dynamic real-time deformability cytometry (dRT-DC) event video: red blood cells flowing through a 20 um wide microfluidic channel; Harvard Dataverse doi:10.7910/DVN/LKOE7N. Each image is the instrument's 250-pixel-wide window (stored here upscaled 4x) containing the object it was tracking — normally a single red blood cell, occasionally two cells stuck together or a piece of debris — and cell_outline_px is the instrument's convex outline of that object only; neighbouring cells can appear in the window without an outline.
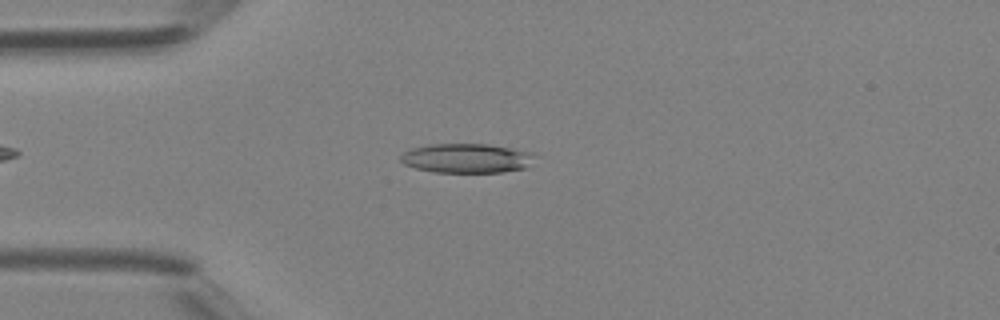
{"species": "Egyptian fruit bat (a non-hibernating species)", "species_latin": "Rousettus aegyptiacus", "temperature_condition": "room temperature", "stored_images_in_passage": 32, "camera_frame_rate_fps": 3000, "um_per_image_px": 0.085, "animal": {"sex": "female"}, "frame": {"image": 1, "passage_image": 7, "time_ms": 2.0, "image_size_px": [1000, 320], "cell_outline_px": [[540, 156], [528, 168], [504, 172], [432, 172], [416, 168], [404, 164], [400, 160], [400, 156], [404, 152], [412, 148], [428, 144], [488, 144], [532, 152]], "centroid_in_image_um": [39.74, 13.45], "position_along_channel_um": 45.3, "area_um2": 23.35}}
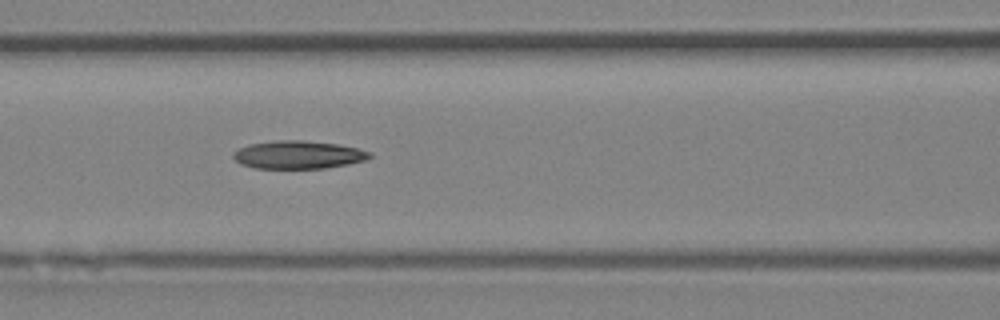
{"frame": {"image": 2, "passage_image": 14, "time_ms": 4.333, "image_size_px": [1000, 320], "cell_outline_px": [[372, 156], [368, 160], [348, 164], [324, 168], [256, 168], [240, 164], [232, 156], [232, 152], [248, 144], [276, 140], [304, 140], [336, 144], [356, 148], [372, 152]], "centroid_in_image_um": [25.35, 13.15], "position_along_channel_um": 141.3, "area_um2": 22.31}}
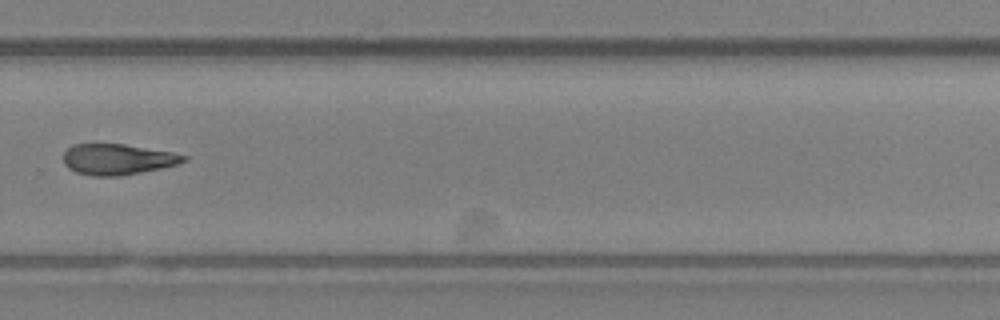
{"frame": {"image": 3, "passage_image": 25, "time_ms": 8.0, "image_size_px": [1000, 320], "cell_outline_px": [[188, 160], [176, 164], [160, 168], [120, 176], [92, 176], [76, 172], [68, 168], [64, 164], [64, 152], [72, 144], [124, 144], [172, 152], [188, 156]], "centroid_in_image_um": [9.98, 13.54], "position_along_channel_um": 319.8, "area_um2": 21.5}}